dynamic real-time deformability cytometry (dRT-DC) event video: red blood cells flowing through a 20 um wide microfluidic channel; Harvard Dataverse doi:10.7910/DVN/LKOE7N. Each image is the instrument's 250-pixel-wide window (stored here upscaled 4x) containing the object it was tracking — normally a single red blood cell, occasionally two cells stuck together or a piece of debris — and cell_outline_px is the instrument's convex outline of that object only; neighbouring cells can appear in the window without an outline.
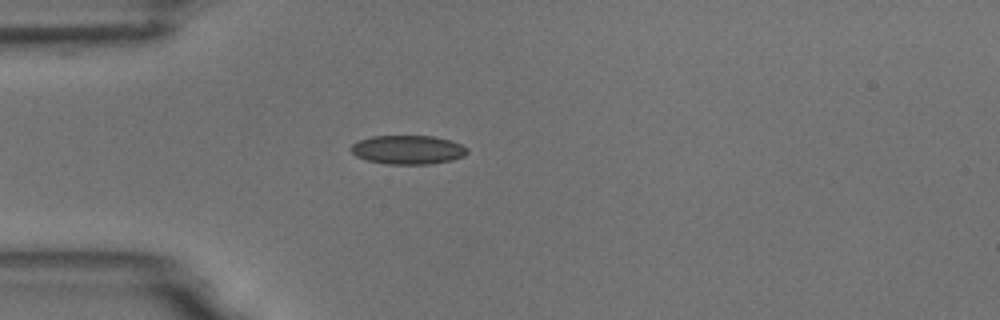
{"species": "common noctule bat (a hibernating species)", "species_latin": "Nyctalus noctula", "temperature_condition": "room temperature", "stored_images_in_passage": 1, "camera_frame_rate_fps": 3000, "um_per_image_px": 0.085, "animal": {"sex": "male", "body_mass_g": 18.8}, "frame": {"image": 1, "passage_image": 1, "time_ms": 0.0, "image_size_px": [1000, 320], "cell_outline_px": [[468, 152], [464, 156], [452, 160], [432, 164], [384, 164], [364, 160], [356, 156], [348, 148], [352, 144], [360, 140], [372, 136], [432, 136], [448, 140], [460, 144], [468, 148]], "centroid_in_image_um": [34.64, 12.74], "position_along_channel_um": 50.4, "area_um2": 19.71}}